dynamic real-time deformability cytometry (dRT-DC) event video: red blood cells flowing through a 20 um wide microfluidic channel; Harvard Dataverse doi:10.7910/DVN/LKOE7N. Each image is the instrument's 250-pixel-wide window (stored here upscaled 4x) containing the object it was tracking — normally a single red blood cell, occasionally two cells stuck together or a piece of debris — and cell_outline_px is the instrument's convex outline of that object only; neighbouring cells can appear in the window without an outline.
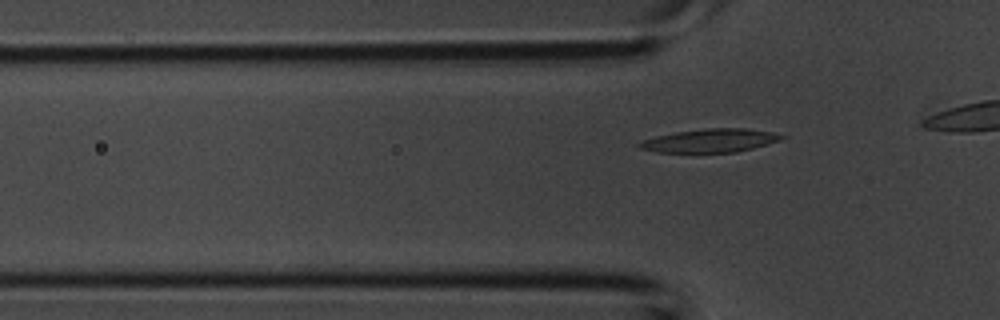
{"species": "common noctule bat (a hibernating species)", "species_latin": "Nyctalus noctula", "temperature_condition": "room temperature", "stored_images_in_passage": 5, "camera_frame_rate_fps": 3000, "um_per_image_px": 0.085, "animal": {"sex": "male", "body_mass_g": 20.1, "forearm_length_mm": 53.5}, "frame": {"image": 1, "passage_image": 4, "time_ms": 1.0, "image_size_px": [1000, 320], "cell_outline_px": [[788, 136], [780, 140], [752, 148], [736, 152], [656, 152], [640, 148], [636, 144], [644, 140], [656, 136], [676, 132], [704, 128], [748, 128], [772, 132]], "centroid_in_image_um": [60.38, 11.94], "position_along_channel_um": 65.4, "area_um2": 19.31}}